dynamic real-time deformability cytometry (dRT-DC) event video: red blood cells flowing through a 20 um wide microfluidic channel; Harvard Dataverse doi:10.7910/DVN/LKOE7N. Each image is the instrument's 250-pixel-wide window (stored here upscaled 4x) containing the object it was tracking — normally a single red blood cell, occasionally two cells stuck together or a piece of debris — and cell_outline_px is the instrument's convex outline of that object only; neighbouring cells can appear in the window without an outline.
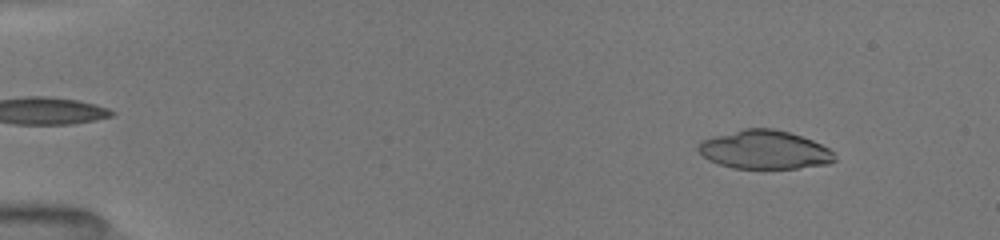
{"species": "common noctule bat (a hibernating species)", "species_latin": "Nyctalus noctula", "temperature_condition": "room temperature", "stored_images_in_passage": 26, "camera_frame_rate_fps": 3000, "um_per_image_px": 0.085, "animal": {"sex": "female", "body_mass_g": 19.5, "forearm_length_mm": 54.1}, "frame": {"image": 1, "passage_image": 5, "time_ms": 1.333, "image_size_px": [1000, 240], "cell_outline_px": [[836, 160], [828, 164], [796, 168], [732, 168], [708, 160], [696, 148], [704, 140], [716, 136], [744, 128], [772, 128], [788, 132], [812, 140], [828, 148], [836, 156]], "centroid_in_image_um": [65.01, 12.73], "position_along_channel_um": 20.0, "area_um2": 30.29}}